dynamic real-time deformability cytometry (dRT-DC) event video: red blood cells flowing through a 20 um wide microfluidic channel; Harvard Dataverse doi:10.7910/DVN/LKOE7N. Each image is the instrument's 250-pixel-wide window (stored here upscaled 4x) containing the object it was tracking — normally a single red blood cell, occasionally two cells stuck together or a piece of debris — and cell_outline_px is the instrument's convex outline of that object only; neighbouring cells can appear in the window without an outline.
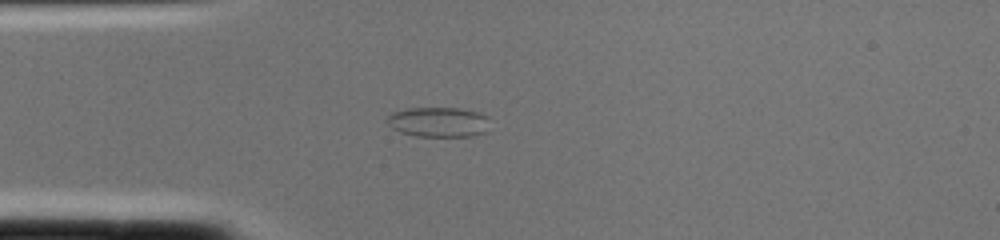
{"species": "common noctule bat (a hibernating species)", "species_latin": "Nyctalus noctula", "temperature_condition": "cold", "stored_images_in_passage": 1, "camera_frame_rate_fps": 3000, "um_per_image_px": 0.085, "animal": {"sex": "female", "body_mass_g": 22.0, "forearm_length_mm": 56.7}, "frame": {"image": 1, "passage_image": 1, "time_ms": 0.0, "image_size_px": [1000, 240], "cell_outline_px": [[488, 116], [484, 132], [472, 136], [416, 136], [400, 132], [392, 128], [388, 124], [388, 116], [392, 112], [408, 108], [460, 108], [480, 112]], "centroid_in_image_um": [37.25, 10.36], "position_along_channel_um": 47.8, "area_um2": 17.8}}